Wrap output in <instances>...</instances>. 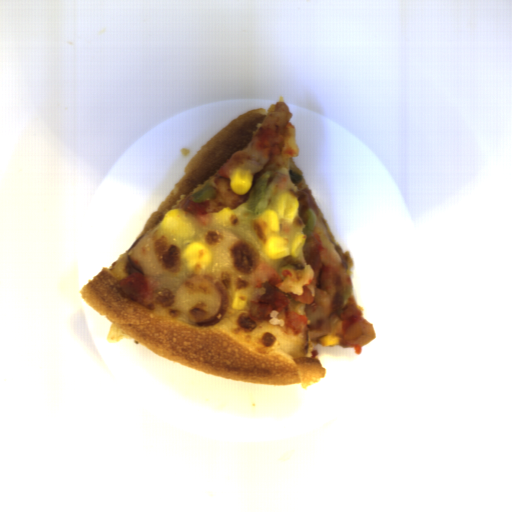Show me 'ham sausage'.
Returning a JSON list of instances; mask_svg holds the SVG:
<instances>
[{
    "label": "ham sausage",
    "mask_w": 512,
    "mask_h": 512,
    "mask_svg": "<svg viewBox=\"0 0 512 512\" xmlns=\"http://www.w3.org/2000/svg\"><path fill=\"white\" fill-rule=\"evenodd\" d=\"M185 286L197 292L199 297L198 303L185 315L190 323L197 327H211L227 314L230 295L222 280L208 273L189 274L175 294Z\"/></svg>",
    "instance_id": "ham-sausage-1"
},
{
    "label": "ham sausage",
    "mask_w": 512,
    "mask_h": 512,
    "mask_svg": "<svg viewBox=\"0 0 512 512\" xmlns=\"http://www.w3.org/2000/svg\"><path fill=\"white\" fill-rule=\"evenodd\" d=\"M341 322L344 341L351 347L361 348L377 337L373 323L363 317L361 308L351 296L341 311Z\"/></svg>",
    "instance_id": "ham-sausage-2"
},
{
    "label": "ham sausage",
    "mask_w": 512,
    "mask_h": 512,
    "mask_svg": "<svg viewBox=\"0 0 512 512\" xmlns=\"http://www.w3.org/2000/svg\"><path fill=\"white\" fill-rule=\"evenodd\" d=\"M216 189V196L207 199L209 200V206L207 207V213H215L223 208L229 210H235L239 204H245L248 201V192L242 195H237L232 192L230 180L224 178H217L213 182Z\"/></svg>",
    "instance_id": "ham-sausage-3"
},
{
    "label": "ham sausage",
    "mask_w": 512,
    "mask_h": 512,
    "mask_svg": "<svg viewBox=\"0 0 512 512\" xmlns=\"http://www.w3.org/2000/svg\"><path fill=\"white\" fill-rule=\"evenodd\" d=\"M323 251L322 241L316 233H310L305 237L303 246V257L314 272L319 271L323 267L321 252Z\"/></svg>",
    "instance_id": "ham-sausage-4"
}]
</instances>
